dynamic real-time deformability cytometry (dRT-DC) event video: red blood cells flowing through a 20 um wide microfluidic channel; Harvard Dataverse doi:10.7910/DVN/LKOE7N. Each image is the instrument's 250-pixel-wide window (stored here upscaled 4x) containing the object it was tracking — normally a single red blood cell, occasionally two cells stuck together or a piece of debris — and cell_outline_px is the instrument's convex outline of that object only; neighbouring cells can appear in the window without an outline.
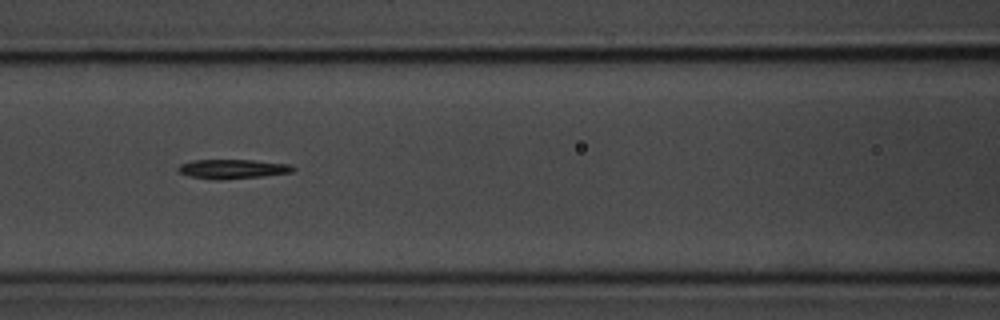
{"species": "common noctule bat (a hibernating species)", "species_latin": "Nyctalus noctula", "temperature_condition": "room temperature", "stored_images_in_passage": 11, "camera_frame_rate_fps": 3000, "um_per_image_px": 0.085, "animal": {"sex": "male", "body_mass_g": 20.1, "forearm_length_mm": 53.5}, "frame": {"image": 1, "passage_image": 4, "time_ms": 3.333, "image_size_px": [1000, 320], "cell_outline_px": [[296, 168], [292, 172], [260, 176], [220, 180], [216, 180], [188, 176], [180, 172], [176, 168], [180, 164], [192, 160], [252, 160], [292, 164]], "centroid_in_image_um": [19.76, 14.36], "position_along_channel_um": 146.8, "area_um2": 12.95}}
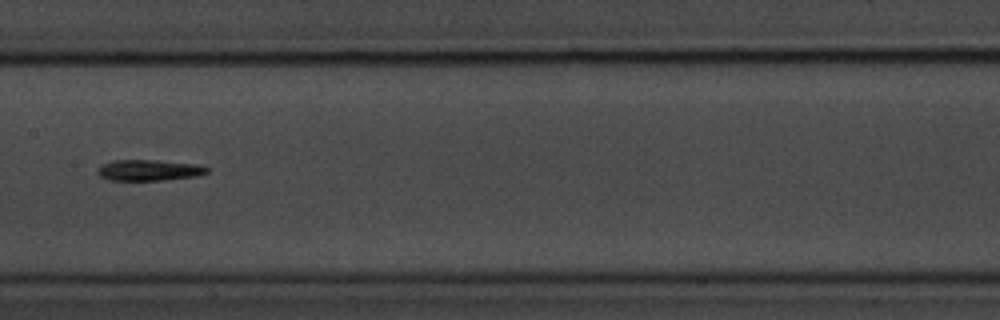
{"frame": {"image": 2, "passage_image": 5, "time_ms": 4.667, "image_size_px": [1000, 320], "cell_outline_px": [[208, 172], [196, 176], [164, 180], [108, 180], [100, 176], [96, 172], [96, 168], [112, 160], [156, 160], [196, 164], [208, 168]], "centroid_in_image_um": [12.62, 14.46], "position_along_channel_um": 194.8, "area_um2": 13.35}}
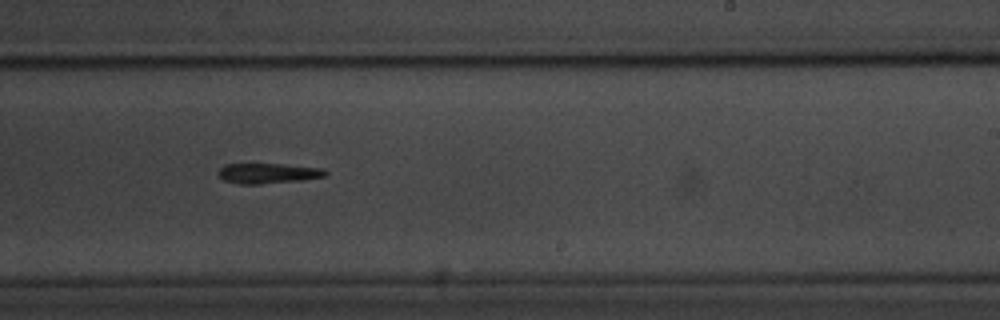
{"frame": {"image": 3, "passage_image": 7, "time_ms": 6.667, "image_size_px": [1000, 320], "cell_outline_px": [[328, 172], [324, 176], [300, 180], [260, 184], [240, 184], [224, 180], [216, 172], [224, 164], [280, 164], [324, 168]], "centroid_in_image_um": [22.76, 14.72], "position_along_channel_um": 266.2, "area_um2": 12.54}}